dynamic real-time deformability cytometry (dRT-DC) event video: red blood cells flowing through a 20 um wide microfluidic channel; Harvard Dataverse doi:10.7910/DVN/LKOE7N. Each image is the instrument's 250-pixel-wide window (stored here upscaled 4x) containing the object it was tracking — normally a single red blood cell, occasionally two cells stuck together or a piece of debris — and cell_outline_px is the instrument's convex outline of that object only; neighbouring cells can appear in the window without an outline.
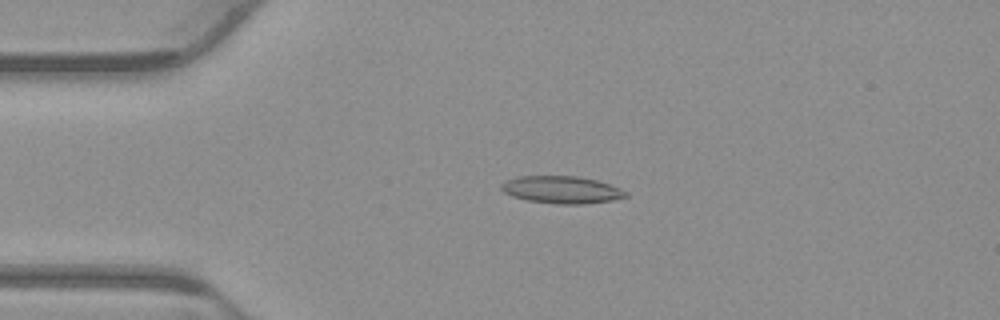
{"species": "common noctule bat (a hibernating species)", "species_latin": "Nyctalus noctula", "temperature_condition": "warm", "stored_images_in_passage": 44, "camera_frame_rate_fps": 3000, "um_per_image_px": 0.085, "animal": {"sex": "male", "body_mass_g": 23.1, "forearm_length_mm": 52.7}, "frame": {"image": 1, "passage_image": 3, "time_ms": 0.667, "image_size_px": [1000, 320], "cell_outline_px": [[628, 196], [612, 200], [580, 204], [560, 204], [528, 200], [512, 196], [504, 192], [500, 188], [500, 184], [516, 176], [576, 176], [596, 180], [608, 184], [628, 192]], "centroid_in_image_um": [47.71, 16.12], "position_along_channel_um": 37.3, "area_um2": 19.59}}
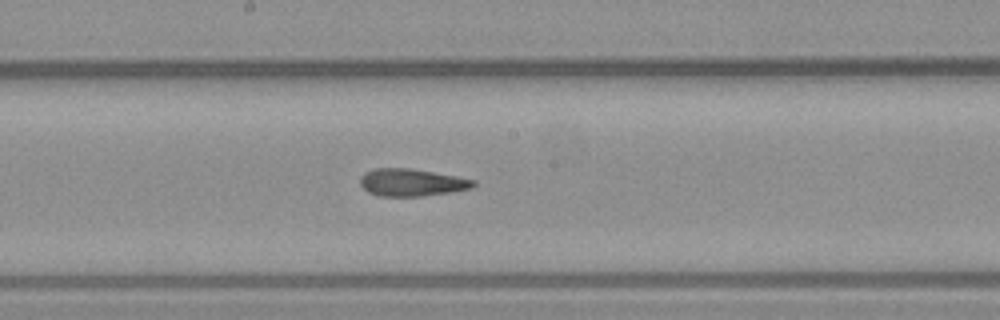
{"frame": {"image": 2, "passage_image": 19, "time_ms": 6.0, "image_size_px": [1000, 320], "cell_outline_px": [[476, 184], [472, 188], [448, 192], [420, 196], [380, 196], [368, 192], [360, 184], [360, 176], [364, 172], [376, 168], [408, 168], [456, 176], [476, 180]], "centroid_in_image_um": [34.97, 15.5], "position_along_channel_um": 213.2, "area_um2": 17.92}}
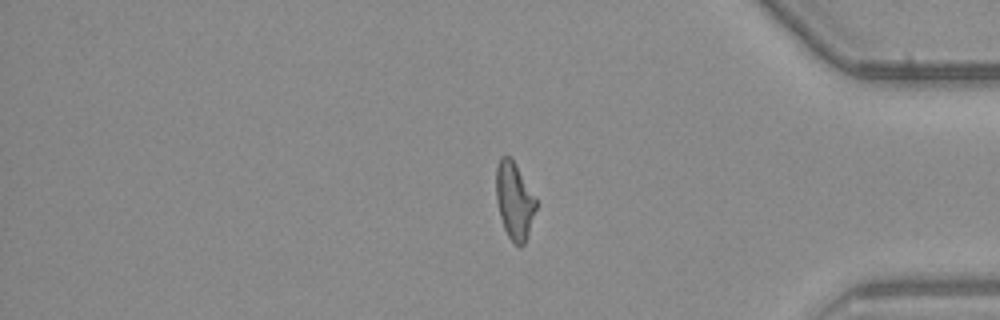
{"frame": {"image": 3, "passage_image": 35, "time_ms": 11.333, "image_size_px": [1000, 320], "cell_outline_px": [[536, 208], [524, 244], [520, 248], [508, 236], [504, 228], [500, 216], [496, 200], [496, 168], [500, 156], [512, 156], [536, 200]], "centroid_in_image_um": [43.7, 17.02], "position_along_channel_um": 391.5, "area_um2": 17.74}, "authors_computed_cell_mechanics": {"area_um2": 18.3515, "velocity_mm_per_s": 3.8622, "shape_relaxation_time_tau1_ms": null, "shape_relaxation_time_tau2_ms": 3.7873, "deformation_change_tau1": null, "deformation_change_tau2": 0.1493}}